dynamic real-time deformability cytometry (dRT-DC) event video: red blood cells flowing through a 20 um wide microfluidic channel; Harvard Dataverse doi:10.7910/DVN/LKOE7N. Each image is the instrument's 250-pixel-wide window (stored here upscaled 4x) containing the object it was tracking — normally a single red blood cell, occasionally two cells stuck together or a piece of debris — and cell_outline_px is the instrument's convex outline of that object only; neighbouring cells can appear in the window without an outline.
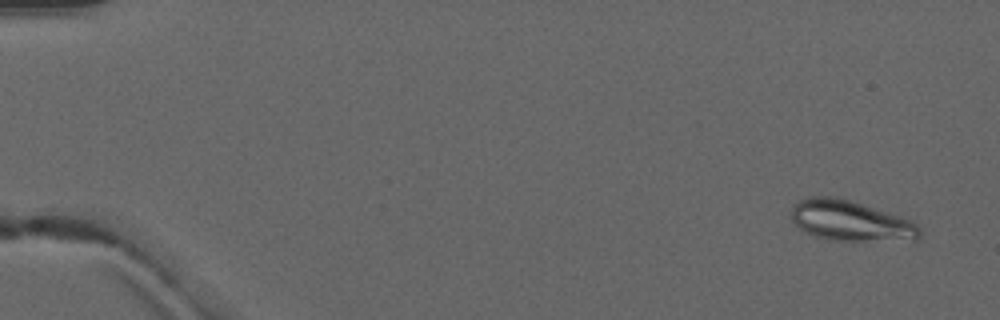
{"species": "common noctule bat (a hibernating species)", "species_latin": "Nyctalus noctula", "temperature_condition": "warm", "stored_images_in_passage": 4, "camera_frame_rate_fps": 3000, "um_per_image_px": 0.085, "animal": {"sex": "male", "forearm_length_mm": 52.5}, "frame": {"image": 1, "passage_image": 1, "time_ms": 0.0, "image_size_px": [1000, 320], "cell_outline_px": [[920, 240], [828, 240], [804, 232], [792, 220], [788, 212], [792, 204], [800, 200], [812, 196], [836, 196], [900, 216], [916, 224], [920, 228]], "centroid_in_image_um": [72.23, 18.76], "position_along_channel_um": 12.8, "area_um2": 30.23}}